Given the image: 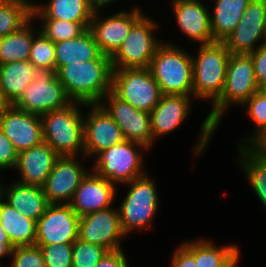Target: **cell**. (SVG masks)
Returning <instances> with one entry per match:
<instances>
[{"mask_svg":"<svg viewBox=\"0 0 266 267\" xmlns=\"http://www.w3.org/2000/svg\"><path fill=\"white\" fill-rule=\"evenodd\" d=\"M259 89L251 55L231 54L222 94L212 104V110L200 126V136L194 147V157L206 151L215 130L220 126L224 112L232 104L238 107L243 105Z\"/></svg>","mask_w":266,"mask_h":267,"instance_id":"obj_1","label":"cell"},{"mask_svg":"<svg viewBox=\"0 0 266 267\" xmlns=\"http://www.w3.org/2000/svg\"><path fill=\"white\" fill-rule=\"evenodd\" d=\"M112 72L110 57L101 54L95 60L62 66L56 74L72 101L99 104L111 91Z\"/></svg>","mask_w":266,"mask_h":267,"instance_id":"obj_2","label":"cell"},{"mask_svg":"<svg viewBox=\"0 0 266 267\" xmlns=\"http://www.w3.org/2000/svg\"><path fill=\"white\" fill-rule=\"evenodd\" d=\"M84 107V103L72 101L41 115L43 142L59 156H81V162L87 159L84 157V114L83 109L80 110Z\"/></svg>","mask_w":266,"mask_h":267,"instance_id":"obj_3","label":"cell"},{"mask_svg":"<svg viewBox=\"0 0 266 267\" xmlns=\"http://www.w3.org/2000/svg\"><path fill=\"white\" fill-rule=\"evenodd\" d=\"M179 45L163 42L157 47L149 69L163 95H185L193 98L191 53Z\"/></svg>","mask_w":266,"mask_h":267,"instance_id":"obj_4","label":"cell"},{"mask_svg":"<svg viewBox=\"0 0 266 267\" xmlns=\"http://www.w3.org/2000/svg\"><path fill=\"white\" fill-rule=\"evenodd\" d=\"M192 57L193 97L213 104L222 94L231 53L223 42L199 45Z\"/></svg>","mask_w":266,"mask_h":267,"instance_id":"obj_5","label":"cell"},{"mask_svg":"<svg viewBox=\"0 0 266 267\" xmlns=\"http://www.w3.org/2000/svg\"><path fill=\"white\" fill-rule=\"evenodd\" d=\"M148 172L136 179L122 184L130 187L125 199L119 205V218L122 232L125 236L138 229H151L152 221L160 200L158 197L157 184L149 177ZM129 185V186H128Z\"/></svg>","mask_w":266,"mask_h":267,"instance_id":"obj_6","label":"cell"},{"mask_svg":"<svg viewBox=\"0 0 266 267\" xmlns=\"http://www.w3.org/2000/svg\"><path fill=\"white\" fill-rule=\"evenodd\" d=\"M148 148L128 140H124L95 157L91 170L99 177L117 185L130 182L147 173L143 165V152Z\"/></svg>","mask_w":266,"mask_h":267,"instance_id":"obj_7","label":"cell"},{"mask_svg":"<svg viewBox=\"0 0 266 267\" xmlns=\"http://www.w3.org/2000/svg\"><path fill=\"white\" fill-rule=\"evenodd\" d=\"M111 92L134 108L148 113L163 96L149 68L113 69Z\"/></svg>","mask_w":266,"mask_h":267,"instance_id":"obj_8","label":"cell"},{"mask_svg":"<svg viewBox=\"0 0 266 267\" xmlns=\"http://www.w3.org/2000/svg\"><path fill=\"white\" fill-rule=\"evenodd\" d=\"M71 102L57 78L55 69L34 67L32 83L27 86L14 106L41 116L49 111L63 108Z\"/></svg>","mask_w":266,"mask_h":267,"instance_id":"obj_9","label":"cell"},{"mask_svg":"<svg viewBox=\"0 0 266 267\" xmlns=\"http://www.w3.org/2000/svg\"><path fill=\"white\" fill-rule=\"evenodd\" d=\"M143 15L130 29L118 50L110 57L113 69L149 68L162 40L154 36L159 28L155 20Z\"/></svg>","mask_w":266,"mask_h":267,"instance_id":"obj_10","label":"cell"},{"mask_svg":"<svg viewBox=\"0 0 266 267\" xmlns=\"http://www.w3.org/2000/svg\"><path fill=\"white\" fill-rule=\"evenodd\" d=\"M265 41L266 0H251L237 27L223 43L231 54H250Z\"/></svg>","mask_w":266,"mask_h":267,"instance_id":"obj_11","label":"cell"},{"mask_svg":"<svg viewBox=\"0 0 266 267\" xmlns=\"http://www.w3.org/2000/svg\"><path fill=\"white\" fill-rule=\"evenodd\" d=\"M120 127L126 140L139 143L149 150L153 146L150 113L134 108L130 103L108 92L99 103Z\"/></svg>","mask_w":266,"mask_h":267,"instance_id":"obj_12","label":"cell"},{"mask_svg":"<svg viewBox=\"0 0 266 267\" xmlns=\"http://www.w3.org/2000/svg\"><path fill=\"white\" fill-rule=\"evenodd\" d=\"M85 108L89 112L83 116L84 157H95L126 140L120 127L100 104H85Z\"/></svg>","mask_w":266,"mask_h":267,"instance_id":"obj_13","label":"cell"},{"mask_svg":"<svg viewBox=\"0 0 266 267\" xmlns=\"http://www.w3.org/2000/svg\"><path fill=\"white\" fill-rule=\"evenodd\" d=\"M124 237L119 211L112 206L79 218L78 238L84 242L99 245L110 252L122 249L120 242Z\"/></svg>","mask_w":266,"mask_h":267,"instance_id":"obj_14","label":"cell"},{"mask_svg":"<svg viewBox=\"0 0 266 267\" xmlns=\"http://www.w3.org/2000/svg\"><path fill=\"white\" fill-rule=\"evenodd\" d=\"M77 156H60L42 189L49 204H70L79 184L90 172Z\"/></svg>","mask_w":266,"mask_h":267,"instance_id":"obj_15","label":"cell"},{"mask_svg":"<svg viewBox=\"0 0 266 267\" xmlns=\"http://www.w3.org/2000/svg\"><path fill=\"white\" fill-rule=\"evenodd\" d=\"M100 13L101 11L94 12L89 29L101 53L111 57L121 46L131 27L144 13L140 7H135L131 11L119 10L105 18Z\"/></svg>","mask_w":266,"mask_h":267,"instance_id":"obj_16","label":"cell"},{"mask_svg":"<svg viewBox=\"0 0 266 267\" xmlns=\"http://www.w3.org/2000/svg\"><path fill=\"white\" fill-rule=\"evenodd\" d=\"M79 218L70 204H49L36 222L35 245L73 243L78 238Z\"/></svg>","mask_w":266,"mask_h":267,"instance_id":"obj_17","label":"cell"},{"mask_svg":"<svg viewBox=\"0 0 266 267\" xmlns=\"http://www.w3.org/2000/svg\"><path fill=\"white\" fill-rule=\"evenodd\" d=\"M0 129L18 153L43 142L41 116L12 105L0 116Z\"/></svg>","mask_w":266,"mask_h":267,"instance_id":"obj_18","label":"cell"},{"mask_svg":"<svg viewBox=\"0 0 266 267\" xmlns=\"http://www.w3.org/2000/svg\"><path fill=\"white\" fill-rule=\"evenodd\" d=\"M116 187L114 183L90 171L76 189L70 205L79 217L114 207Z\"/></svg>","mask_w":266,"mask_h":267,"instance_id":"obj_19","label":"cell"},{"mask_svg":"<svg viewBox=\"0 0 266 267\" xmlns=\"http://www.w3.org/2000/svg\"><path fill=\"white\" fill-rule=\"evenodd\" d=\"M174 17L180 30L199 45L214 41L210 28V12L201 0L171 3Z\"/></svg>","mask_w":266,"mask_h":267,"instance_id":"obj_20","label":"cell"},{"mask_svg":"<svg viewBox=\"0 0 266 267\" xmlns=\"http://www.w3.org/2000/svg\"><path fill=\"white\" fill-rule=\"evenodd\" d=\"M191 96L163 95L150 112L153 144L162 136L173 133L187 120L191 111Z\"/></svg>","mask_w":266,"mask_h":267,"instance_id":"obj_21","label":"cell"},{"mask_svg":"<svg viewBox=\"0 0 266 267\" xmlns=\"http://www.w3.org/2000/svg\"><path fill=\"white\" fill-rule=\"evenodd\" d=\"M59 157L54 149L45 142L18 153L14 169L18 170L20 178L16 181L42 187Z\"/></svg>","mask_w":266,"mask_h":267,"instance_id":"obj_22","label":"cell"},{"mask_svg":"<svg viewBox=\"0 0 266 267\" xmlns=\"http://www.w3.org/2000/svg\"><path fill=\"white\" fill-rule=\"evenodd\" d=\"M4 200L12 208L36 222L49 205L42 187L22 184L16 180L4 186Z\"/></svg>","mask_w":266,"mask_h":267,"instance_id":"obj_23","label":"cell"},{"mask_svg":"<svg viewBox=\"0 0 266 267\" xmlns=\"http://www.w3.org/2000/svg\"><path fill=\"white\" fill-rule=\"evenodd\" d=\"M241 167L250 187L266 209V152L256 145L237 146Z\"/></svg>","mask_w":266,"mask_h":267,"instance_id":"obj_24","label":"cell"},{"mask_svg":"<svg viewBox=\"0 0 266 267\" xmlns=\"http://www.w3.org/2000/svg\"><path fill=\"white\" fill-rule=\"evenodd\" d=\"M54 45L56 71L71 63L95 60L102 54L89 28L75 38L55 42Z\"/></svg>","mask_w":266,"mask_h":267,"instance_id":"obj_25","label":"cell"},{"mask_svg":"<svg viewBox=\"0 0 266 267\" xmlns=\"http://www.w3.org/2000/svg\"><path fill=\"white\" fill-rule=\"evenodd\" d=\"M0 224L13 247L35 245L36 221L12 208L4 199L0 203Z\"/></svg>","mask_w":266,"mask_h":267,"instance_id":"obj_26","label":"cell"},{"mask_svg":"<svg viewBox=\"0 0 266 267\" xmlns=\"http://www.w3.org/2000/svg\"><path fill=\"white\" fill-rule=\"evenodd\" d=\"M210 28L214 41L223 42L237 27L251 0H213Z\"/></svg>","mask_w":266,"mask_h":267,"instance_id":"obj_27","label":"cell"},{"mask_svg":"<svg viewBox=\"0 0 266 267\" xmlns=\"http://www.w3.org/2000/svg\"><path fill=\"white\" fill-rule=\"evenodd\" d=\"M94 11L86 0H49L32 15L34 19H61L74 23H90Z\"/></svg>","mask_w":266,"mask_h":267,"instance_id":"obj_28","label":"cell"},{"mask_svg":"<svg viewBox=\"0 0 266 267\" xmlns=\"http://www.w3.org/2000/svg\"><path fill=\"white\" fill-rule=\"evenodd\" d=\"M33 74L34 66L29 60L0 65V87L12 105L32 83Z\"/></svg>","mask_w":266,"mask_h":267,"instance_id":"obj_29","label":"cell"},{"mask_svg":"<svg viewBox=\"0 0 266 267\" xmlns=\"http://www.w3.org/2000/svg\"><path fill=\"white\" fill-rule=\"evenodd\" d=\"M181 244L195 257L197 267H222L240 250L236 244L215 245L210 238L188 240Z\"/></svg>","mask_w":266,"mask_h":267,"instance_id":"obj_30","label":"cell"},{"mask_svg":"<svg viewBox=\"0 0 266 267\" xmlns=\"http://www.w3.org/2000/svg\"><path fill=\"white\" fill-rule=\"evenodd\" d=\"M34 21L31 18L18 31L0 39V65L29 59L33 37L40 31L33 29Z\"/></svg>","mask_w":266,"mask_h":267,"instance_id":"obj_31","label":"cell"},{"mask_svg":"<svg viewBox=\"0 0 266 267\" xmlns=\"http://www.w3.org/2000/svg\"><path fill=\"white\" fill-rule=\"evenodd\" d=\"M241 107H244L256 129L237 146L257 145L266 136V91L259 89Z\"/></svg>","mask_w":266,"mask_h":267,"instance_id":"obj_32","label":"cell"},{"mask_svg":"<svg viewBox=\"0 0 266 267\" xmlns=\"http://www.w3.org/2000/svg\"><path fill=\"white\" fill-rule=\"evenodd\" d=\"M41 26L39 30L52 42H61L82 34L90 23H74L61 19H36Z\"/></svg>","mask_w":266,"mask_h":267,"instance_id":"obj_33","label":"cell"},{"mask_svg":"<svg viewBox=\"0 0 266 267\" xmlns=\"http://www.w3.org/2000/svg\"><path fill=\"white\" fill-rule=\"evenodd\" d=\"M31 18L32 14L23 6L0 1V39L18 31Z\"/></svg>","mask_w":266,"mask_h":267,"instance_id":"obj_34","label":"cell"},{"mask_svg":"<svg viewBox=\"0 0 266 267\" xmlns=\"http://www.w3.org/2000/svg\"><path fill=\"white\" fill-rule=\"evenodd\" d=\"M29 62L34 67H45L56 70L55 45L41 31L32 40Z\"/></svg>","mask_w":266,"mask_h":267,"instance_id":"obj_35","label":"cell"},{"mask_svg":"<svg viewBox=\"0 0 266 267\" xmlns=\"http://www.w3.org/2000/svg\"><path fill=\"white\" fill-rule=\"evenodd\" d=\"M108 251L77 238L72 243V267H95Z\"/></svg>","mask_w":266,"mask_h":267,"instance_id":"obj_36","label":"cell"},{"mask_svg":"<svg viewBox=\"0 0 266 267\" xmlns=\"http://www.w3.org/2000/svg\"><path fill=\"white\" fill-rule=\"evenodd\" d=\"M46 267H72V243L40 246Z\"/></svg>","mask_w":266,"mask_h":267,"instance_id":"obj_37","label":"cell"},{"mask_svg":"<svg viewBox=\"0 0 266 267\" xmlns=\"http://www.w3.org/2000/svg\"><path fill=\"white\" fill-rule=\"evenodd\" d=\"M8 267H46L41 248L37 245L17 246L12 250Z\"/></svg>","mask_w":266,"mask_h":267,"instance_id":"obj_38","label":"cell"},{"mask_svg":"<svg viewBox=\"0 0 266 267\" xmlns=\"http://www.w3.org/2000/svg\"><path fill=\"white\" fill-rule=\"evenodd\" d=\"M18 159V152L13 143L0 129V170L15 168Z\"/></svg>","mask_w":266,"mask_h":267,"instance_id":"obj_39","label":"cell"},{"mask_svg":"<svg viewBox=\"0 0 266 267\" xmlns=\"http://www.w3.org/2000/svg\"><path fill=\"white\" fill-rule=\"evenodd\" d=\"M250 55L258 87L264 89L266 86V41Z\"/></svg>","mask_w":266,"mask_h":267,"instance_id":"obj_40","label":"cell"},{"mask_svg":"<svg viewBox=\"0 0 266 267\" xmlns=\"http://www.w3.org/2000/svg\"><path fill=\"white\" fill-rule=\"evenodd\" d=\"M95 267H129L123 249L107 252Z\"/></svg>","mask_w":266,"mask_h":267,"instance_id":"obj_41","label":"cell"},{"mask_svg":"<svg viewBox=\"0 0 266 267\" xmlns=\"http://www.w3.org/2000/svg\"><path fill=\"white\" fill-rule=\"evenodd\" d=\"M171 259V267H197L195 257L180 243Z\"/></svg>","mask_w":266,"mask_h":267,"instance_id":"obj_42","label":"cell"},{"mask_svg":"<svg viewBox=\"0 0 266 267\" xmlns=\"http://www.w3.org/2000/svg\"><path fill=\"white\" fill-rule=\"evenodd\" d=\"M0 1L21 5L32 15L39 9L41 5L39 4V2L37 3L31 0H0Z\"/></svg>","mask_w":266,"mask_h":267,"instance_id":"obj_43","label":"cell"},{"mask_svg":"<svg viewBox=\"0 0 266 267\" xmlns=\"http://www.w3.org/2000/svg\"><path fill=\"white\" fill-rule=\"evenodd\" d=\"M88 3V6L94 11H103L102 9L104 7H108V5L113 4L114 2L118 0H86Z\"/></svg>","mask_w":266,"mask_h":267,"instance_id":"obj_44","label":"cell"},{"mask_svg":"<svg viewBox=\"0 0 266 267\" xmlns=\"http://www.w3.org/2000/svg\"><path fill=\"white\" fill-rule=\"evenodd\" d=\"M13 249L14 247L12 246L11 242H0V261L4 257H10ZM0 267H5V265H2L0 262Z\"/></svg>","mask_w":266,"mask_h":267,"instance_id":"obj_45","label":"cell"},{"mask_svg":"<svg viewBox=\"0 0 266 267\" xmlns=\"http://www.w3.org/2000/svg\"><path fill=\"white\" fill-rule=\"evenodd\" d=\"M11 106L12 103L6 98L3 90L0 87V116L4 112H6Z\"/></svg>","mask_w":266,"mask_h":267,"instance_id":"obj_46","label":"cell"},{"mask_svg":"<svg viewBox=\"0 0 266 267\" xmlns=\"http://www.w3.org/2000/svg\"><path fill=\"white\" fill-rule=\"evenodd\" d=\"M241 257L240 250L222 267H238V261Z\"/></svg>","mask_w":266,"mask_h":267,"instance_id":"obj_47","label":"cell"},{"mask_svg":"<svg viewBox=\"0 0 266 267\" xmlns=\"http://www.w3.org/2000/svg\"><path fill=\"white\" fill-rule=\"evenodd\" d=\"M0 242H10L6 234V231L3 229L1 224H0Z\"/></svg>","mask_w":266,"mask_h":267,"instance_id":"obj_48","label":"cell"},{"mask_svg":"<svg viewBox=\"0 0 266 267\" xmlns=\"http://www.w3.org/2000/svg\"><path fill=\"white\" fill-rule=\"evenodd\" d=\"M256 146L266 152V136Z\"/></svg>","mask_w":266,"mask_h":267,"instance_id":"obj_49","label":"cell"},{"mask_svg":"<svg viewBox=\"0 0 266 267\" xmlns=\"http://www.w3.org/2000/svg\"><path fill=\"white\" fill-rule=\"evenodd\" d=\"M4 199V186L1 184L0 181V203Z\"/></svg>","mask_w":266,"mask_h":267,"instance_id":"obj_50","label":"cell"},{"mask_svg":"<svg viewBox=\"0 0 266 267\" xmlns=\"http://www.w3.org/2000/svg\"><path fill=\"white\" fill-rule=\"evenodd\" d=\"M179 1H189V0H171L172 3L179 2Z\"/></svg>","mask_w":266,"mask_h":267,"instance_id":"obj_51","label":"cell"}]
</instances>
